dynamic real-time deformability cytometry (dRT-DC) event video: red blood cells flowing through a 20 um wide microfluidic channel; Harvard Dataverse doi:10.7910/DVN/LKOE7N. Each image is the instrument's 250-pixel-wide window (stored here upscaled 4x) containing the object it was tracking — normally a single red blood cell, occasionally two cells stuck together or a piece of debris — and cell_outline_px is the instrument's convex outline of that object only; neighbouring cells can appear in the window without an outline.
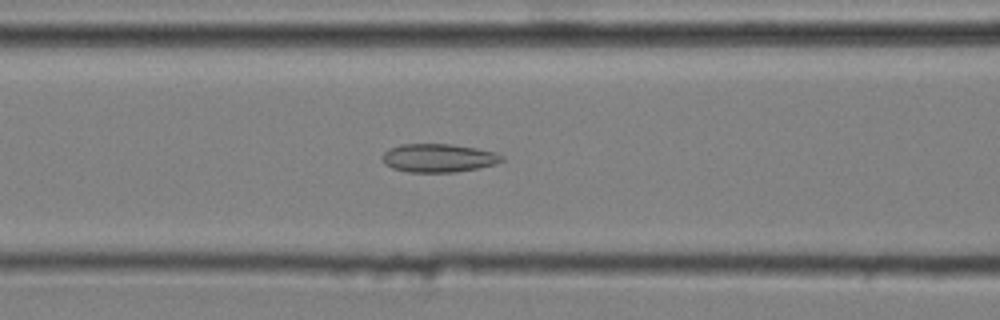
{"species": "common noctule bat (a hibernating species)", "species_latin": "Nyctalus noctula", "temperature_condition": "cold", "stored_images_in_passage": 53, "camera_frame_rate_fps": 3000, "um_per_image_px": 0.085, "animal": {"sex": "male", "body_mass_g": 20.4}, "frame": {"image": 1, "passage_image": 22, "time_ms": 7.0, "image_size_px": [1000, 320], "cell_outline_px": [[504, 160], [496, 164], [456, 172], [408, 172], [392, 168], [384, 164], [384, 152], [388, 148], [400, 144], [452, 144], [476, 148], [496, 152], [504, 156]], "centroid_in_image_um": [37.29, 13.42], "position_along_channel_um": 129.3, "area_um2": 19.83}}
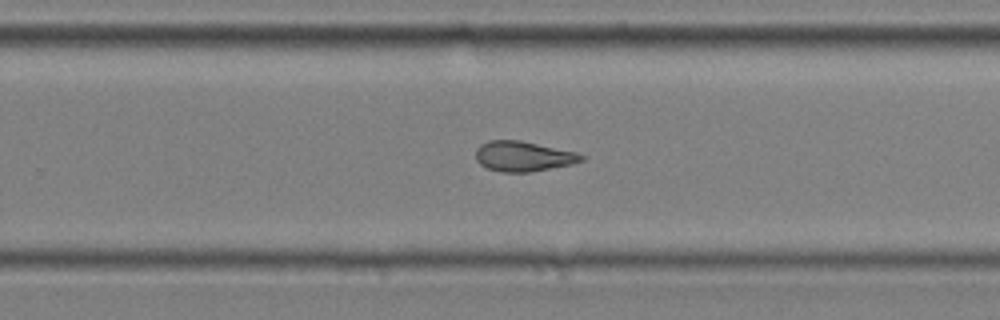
{"frame": {"image": 2, "passage_image": 35, "time_ms": 11.333, "image_size_px": [1000, 320], "cell_outline_px": [[584, 160], [572, 164], [528, 172], [500, 172], [488, 168], [480, 164], [476, 160], [476, 148], [480, 144], [488, 140], [520, 140], [576, 152], [584, 156]], "centroid_in_image_um": [44.45, 13.28], "position_along_channel_um": 285.4, "area_um2": 18.5}}
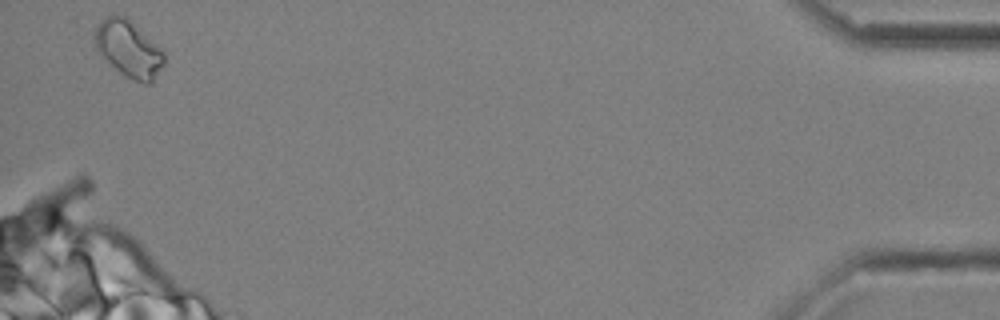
{"frame": {"image": 3, "passage_image": 52, "time_ms": 17.0, "image_size_px": [1000, 320], "cell_outline_px": [[164, 64], [152, 84], [144, 84], [132, 80], [124, 76], [104, 60], [96, 52], [96, 28], [100, 20], [108, 16], [124, 16], [160, 48], [164, 52]], "centroid_in_image_um": [10.93, 4.23], "position_along_channel_um": 424.3, "area_um2": 22.6}, "authors_computed_cell_mechanics": {"area_um2": 19.8254, "velocity_mm_per_s": 3.6087, "shape_relaxation_time_tau1_ms": null, "shape_relaxation_time_tau2_ms": 3.1301, "deformation_change_tau1": null, "deformation_change_tau2": 0.1032}}